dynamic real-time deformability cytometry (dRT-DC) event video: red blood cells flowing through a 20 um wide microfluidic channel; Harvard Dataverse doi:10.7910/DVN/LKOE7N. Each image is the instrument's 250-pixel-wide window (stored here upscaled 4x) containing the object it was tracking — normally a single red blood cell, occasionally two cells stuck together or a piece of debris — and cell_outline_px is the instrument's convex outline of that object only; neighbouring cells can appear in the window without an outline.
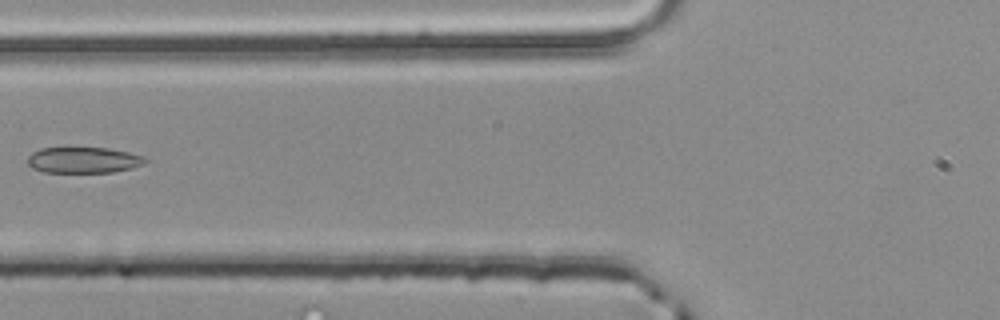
{"species": "common noctule bat (a hibernating species)", "species_latin": "Nyctalus noctula", "temperature_condition": "room temperature", "stored_images_in_passage": 5, "segment_of_instrument_passage": [2, 2], "camera_frame_rate_fps": 3000, "um_per_image_px": 0.085, "animal": {"sex": "male", "body_mass_g": 20.4}, "frame": {"image": 1, "passage_image": 5, "time_ms": 1.333, "image_size_px": [1000, 320], "cell_outline_px": [[148, 160], [144, 164], [132, 168], [112, 172], [44, 172], [32, 168], [28, 164], [28, 156], [32, 152], [40, 148], [108, 148], [128, 152], [144, 156]], "centroid_in_image_um": [7.1, 13.6], "position_along_channel_um": 118.7, "area_um2": 17.8}}